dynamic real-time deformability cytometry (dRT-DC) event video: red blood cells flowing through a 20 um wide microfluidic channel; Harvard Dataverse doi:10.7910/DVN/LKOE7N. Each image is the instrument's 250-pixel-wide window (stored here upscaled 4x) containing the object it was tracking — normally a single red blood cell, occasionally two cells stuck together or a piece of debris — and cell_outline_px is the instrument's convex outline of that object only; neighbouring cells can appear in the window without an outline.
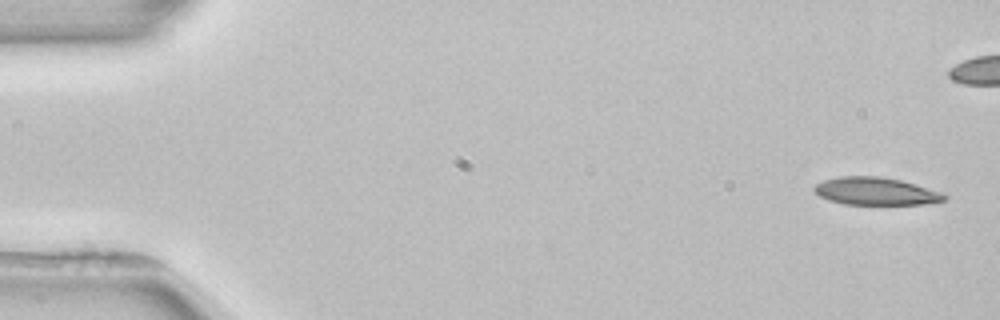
{"species": "common noctule bat (a hibernating species)", "species_latin": "Nyctalus noctula", "temperature_condition": "room temperature", "stored_images_in_passage": 5, "camera_frame_rate_fps": 3000, "um_per_image_px": 0.085, "animal": {"sex": "female", "body_mass_g": 22.7, "forearm_length_mm": 54.2}, "frame": {"image": 1, "passage_image": 1, "time_ms": 0.0, "image_size_px": [1000, 320], "cell_outline_px": [[948, 196], [944, 200], [924, 204], [844, 204], [828, 200], [820, 196], [812, 188], [816, 184], [824, 180], [840, 176], [880, 176], [900, 180], [944, 192]], "centroid_in_image_um": [74.45, 16.25], "position_along_channel_um": 10.6, "area_um2": 20.92}}
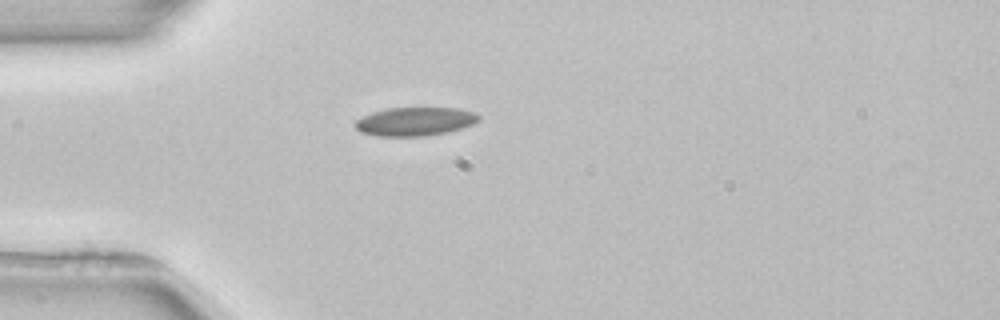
{"frame": {"image": 2, "passage_image": 5, "time_ms": 6.0, "image_size_px": [1000, 320], "cell_outline_px": [[480, 120], [472, 124], [448, 132], [428, 136], [380, 136], [360, 132], [352, 124], [356, 120], [372, 112], [388, 108], [456, 108], [476, 112], [480, 116]], "centroid_in_image_um": [35.28, 10.33], "position_along_channel_um": 49.7, "area_um2": 20.63}}